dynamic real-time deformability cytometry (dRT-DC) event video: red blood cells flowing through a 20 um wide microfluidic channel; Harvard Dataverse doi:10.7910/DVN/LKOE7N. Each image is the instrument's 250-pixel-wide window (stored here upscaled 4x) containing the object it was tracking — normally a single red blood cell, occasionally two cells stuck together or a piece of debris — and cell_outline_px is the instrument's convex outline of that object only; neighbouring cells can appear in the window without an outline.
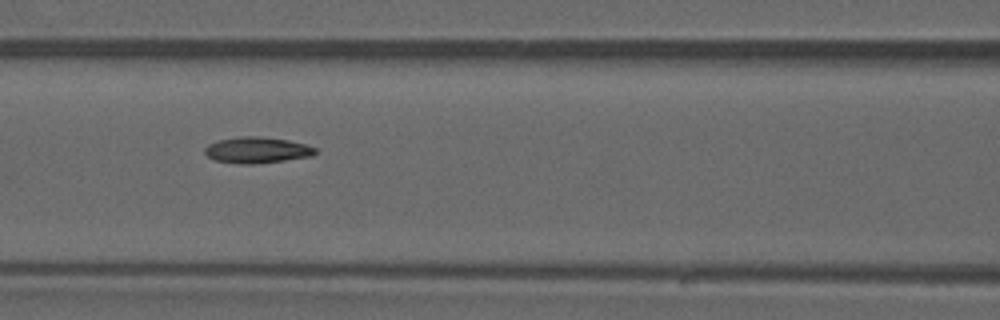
{"species": "common noctule bat (a hibernating species)", "species_latin": "Nyctalus noctula", "temperature_condition": "warm", "stored_images_in_passage": 36, "camera_frame_rate_fps": 3000, "um_per_image_px": 0.085, "animal": {"sex": "male", "forearm_length_mm": 52.5}, "frame": {"image": 1, "passage_image": 11, "time_ms": 3.333, "image_size_px": [1000, 320], "cell_outline_px": [[316, 152], [312, 156], [284, 160], [252, 164], [240, 164], [216, 160], [208, 156], [204, 152], [204, 148], [208, 144], [220, 140], [236, 136], [260, 136], [288, 140], [308, 144], [316, 148]], "centroid_in_image_um": [21.85, 12.74], "position_along_channel_um": 144.7, "area_um2": 16.82}}